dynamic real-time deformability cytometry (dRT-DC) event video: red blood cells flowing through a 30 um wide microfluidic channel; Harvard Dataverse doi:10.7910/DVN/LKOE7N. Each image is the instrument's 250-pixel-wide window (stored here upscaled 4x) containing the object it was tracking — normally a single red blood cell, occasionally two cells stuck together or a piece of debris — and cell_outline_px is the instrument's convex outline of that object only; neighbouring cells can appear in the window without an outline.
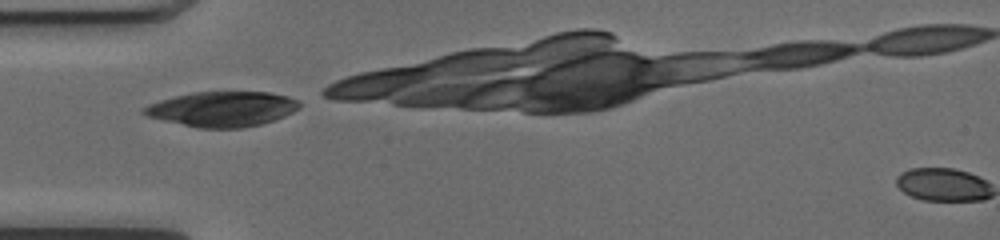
{"species": "common noctule bat (a hibernating species)", "species_latin": "Nyctalus noctula", "temperature_condition": "cold", "stored_images_in_passage": 5, "camera_frame_rate_fps": 3000, "um_per_image_px": 0.085, "animal": {"sex": "female", "body_mass_g": 17.0, "forearm_length_mm": 48.0}, "frame": {"image": 1, "passage_image": 1, "time_ms": 0.0, "image_size_px": [1000, 240], "cell_outline_px": [[300, 108], [284, 116], [260, 124], [244, 128], [196, 128], [148, 116], [140, 112], [140, 108], [148, 104], [160, 100], [192, 92], [268, 92], [288, 96], [300, 100]], "centroid_in_image_um": [18.88, 9.26], "position_along_channel_um": 66.1, "area_um2": 31.85}}